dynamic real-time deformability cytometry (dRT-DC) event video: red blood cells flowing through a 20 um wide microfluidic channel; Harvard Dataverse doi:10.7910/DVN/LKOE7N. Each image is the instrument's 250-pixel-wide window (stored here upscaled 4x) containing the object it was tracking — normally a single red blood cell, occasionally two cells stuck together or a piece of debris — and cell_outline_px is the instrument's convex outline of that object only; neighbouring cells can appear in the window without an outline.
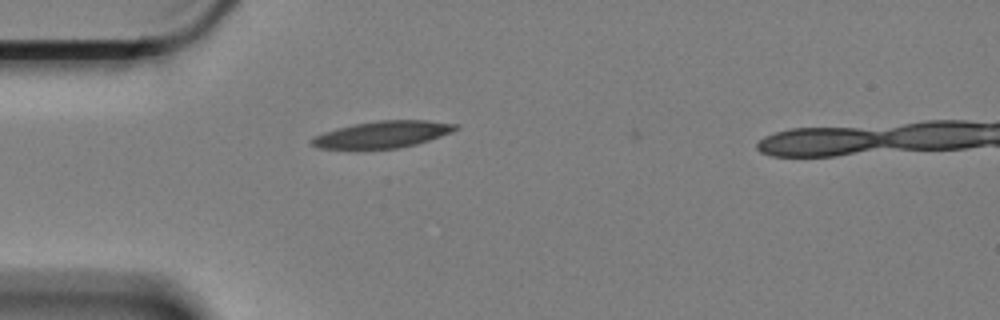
{"species": "Egyptian fruit bat (a non-hibernating species)", "species_latin": "Rousettus aegyptiacus", "temperature_condition": "cold", "stored_images_in_passage": 3, "camera_frame_rate_fps": 3000, "um_per_image_px": 0.085, "animal": {"sex": "female"}, "frame": {"image": 1, "passage_image": 2, "time_ms": 0.333, "image_size_px": [1000, 320], "cell_outline_px": [[460, 128], [452, 132], [416, 144], [396, 148], [316, 148], [308, 144], [308, 140], [312, 136], [336, 128], [352, 124], [380, 120], [428, 120], [460, 124]], "centroid_in_image_um": [32.49, 11.41], "position_along_channel_um": 52.5, "area_um2": 22.54}}